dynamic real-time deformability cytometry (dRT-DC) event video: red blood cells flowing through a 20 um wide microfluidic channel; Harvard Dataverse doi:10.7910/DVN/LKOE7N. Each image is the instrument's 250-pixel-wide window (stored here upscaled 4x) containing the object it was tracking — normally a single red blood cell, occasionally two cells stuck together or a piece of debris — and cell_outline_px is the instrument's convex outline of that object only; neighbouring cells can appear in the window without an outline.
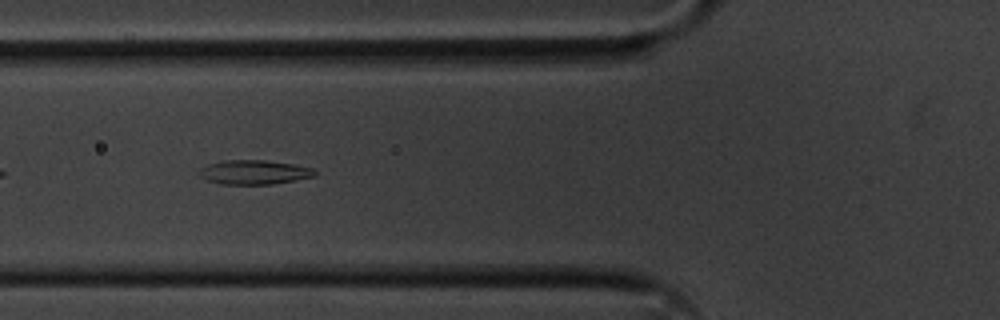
{"species": "common noctule bat (a hibernating species)", "species_latin": "Nyctalus noctula", "temperature_condition": "cold", "stored_images_in_passage": 40, "camera_frame_rate_fps": 3000, "um_per_image_px": 0.085, "animal": {"sex": "male", "body_mass_g": 20.1, "forearm_length_mm": 53.5}, "frame": {"image": 1, "passage_image": 6, "time_ms": 1.667, "image_size_px": [1000, 320], "cell_outline_px": [[316, 176], [296, 180], [272, 184], [220, 184], [204, 180], [196, 176], [196, 172], [200, 168], [208, 164], [224, 160], [264, 160], [292, 164], [312, 168], [316, 172]], "centroid_in_image_um": [21.51, 14.64], "position_along_channel_um": 104.3, "area_um2": 16.59}}
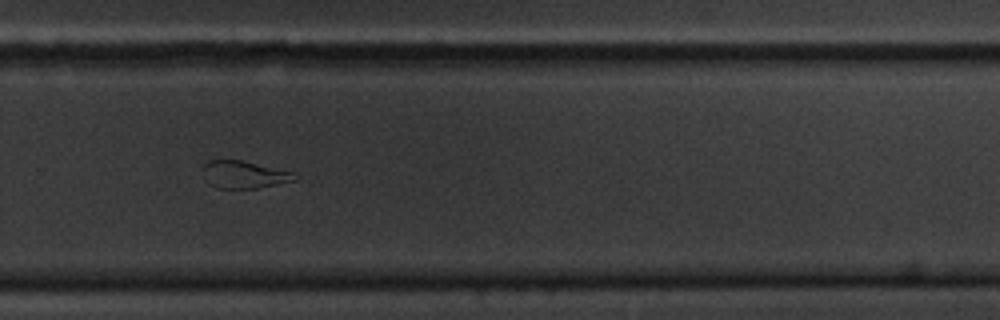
{"frame": {"image": 2, "passage_image": 23, "time_ms": 7.333, "image_size_px": [1000, 320], "cell_outline_px": [[300, 176], [296, 180], [256, 188], [216, 188], [208, 184], [204, 168], [204, 164], [208, 160], [240, 160], [296, 172]], "centroid_in_image_um": [20.81, 14.84], "position_along_channel_um": 309.0, "area_um2": 14.62}}
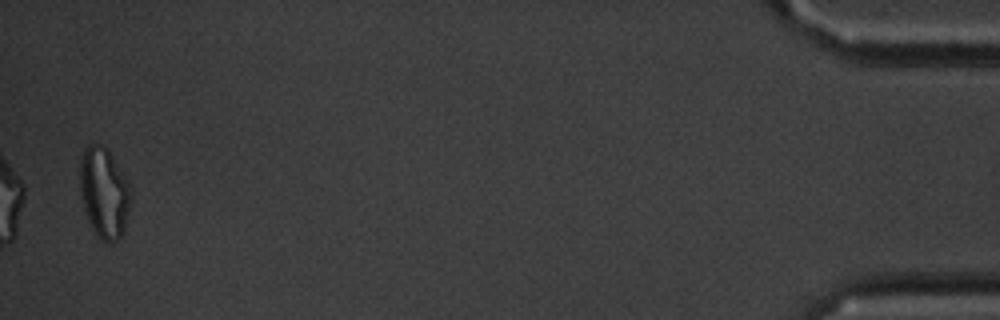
{"frame": {"image": 3, "passage_image": 40, "time_ms": 13.0, "image_size_px": [1000, 320], "cell_outline_px": [[132, 204], [124, 232], [112, 244], [100, 240], [96, 236], [88, 220], [80, 196], [80, 160], [84, 148], [88, 144], [104, 144], [108, 148], [132, 188]], "centroid_in_image_um": [8.88, 16.39], "position_along_channel_um": 426.3, "area_um2": 27.63}, "authors_computed_cell_mechanics": {"area_um2": 16.3285, "velocity_mm_per_s": 3.6211, "shape_relaxation_time_tau1_ms": null, "shape_relaxation_time_tau2_ms": 6.0352, "deformation_change_tau1": null, "deformation_change_tau2": 0.1394}}